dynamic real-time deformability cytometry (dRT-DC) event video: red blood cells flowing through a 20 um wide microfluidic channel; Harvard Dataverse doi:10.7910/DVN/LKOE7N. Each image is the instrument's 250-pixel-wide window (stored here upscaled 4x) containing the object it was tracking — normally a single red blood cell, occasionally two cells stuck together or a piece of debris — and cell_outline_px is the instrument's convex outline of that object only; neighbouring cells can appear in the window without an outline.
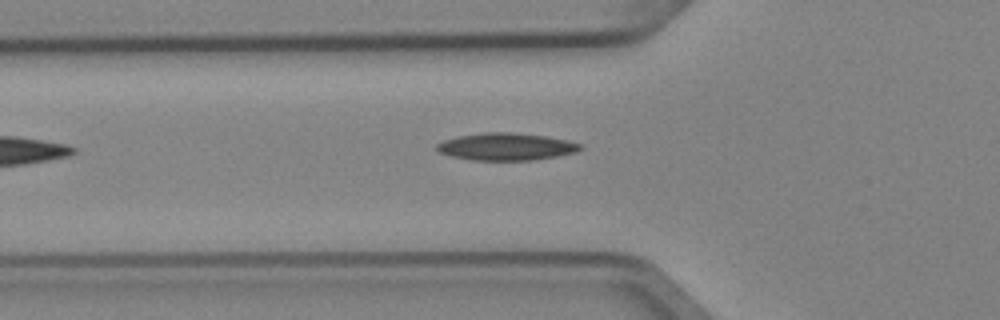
{"species": "Egyptian fruit bat (a non-hibernating species)", "species_latin": "Rousettus aegyptiacus", "temperature_condition": "cold", "stored_images_in_passage": 5, "camera_frame_rate_fps": 3000, "um_per_image_px": 0.085, "animal": {"sex": "female"}, "frame": {"image": 1, "passage_image": 5, "time_ms": 1.333, "image_size_px": [1000, 320], "cell_outline_px": [[584, 148], [576, 152], [556, 156], [532, 160], [472, 160], [452, 156], [440, 152], [436, 148], [436, 144], [444, 140], [456, 136], [484, 132], [512, 132], [544, 136], [568, 140], [580, 144]], "centroid_in_image_um": [43.02, 12.46], "position_along_channel_um": 82.8, "area_um2": 22.77}}